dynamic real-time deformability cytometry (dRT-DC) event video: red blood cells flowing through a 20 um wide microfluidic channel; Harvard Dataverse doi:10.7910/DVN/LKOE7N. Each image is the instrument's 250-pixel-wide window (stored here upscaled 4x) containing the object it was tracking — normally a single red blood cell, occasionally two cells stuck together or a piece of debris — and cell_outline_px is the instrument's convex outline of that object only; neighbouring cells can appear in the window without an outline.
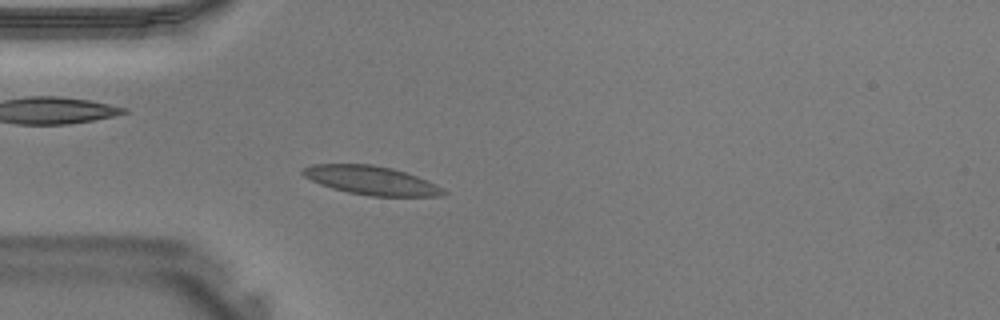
{"species": "Egyptian fruit bat (a non-hibernating species)", "species_latin": "Rousettus aegyptiacus", "temperature_condition": "warm", "stored_images_in_passage": 36, "camera_frame_rate_fps": 3000, "um_per_image_px": 0.085, "animal": {"sex": "male"}, "frame": {"image": 1, "passage_image": 7, "time_ms": 2.0, "image_size_px": [1000, 320], "cell_outline_px": [[448, 192], [440, 196], [372, 196], [348, 192], [332, 188], [320, 184], [304, 176], [300, 172], [300, 168], [312, 164], [372, 164], [392, 168], [416, 176], [436, 184], [444, 188]], "centroid_in_image_um": [31.54, 15.32], "position_along_channel_um": 53.5, "area_um2": 23.52}}
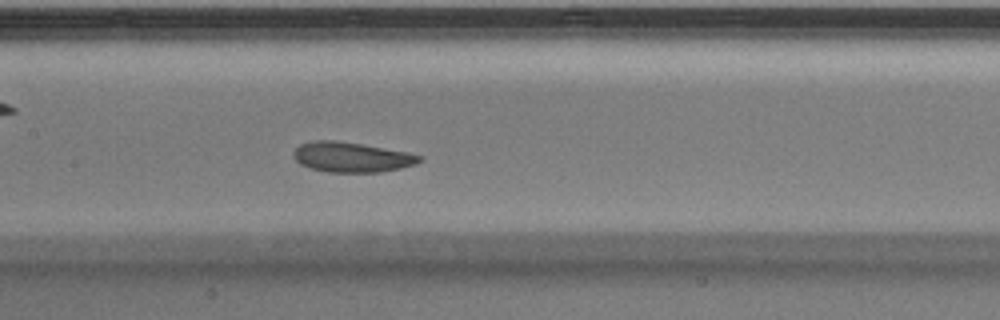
{"frame": {"image": 2, "passage_image": 15, "time_ms": 4.667, "image_size_px": [1000, 320], "cell_outline_px": [[424, 160], [416, 164], [400, 168], [380, 172], [328, 172], [312, 168], [300, 164], [296, 160], [292, 152], [300, 144], [312, 140], [336, 140], [408, 152], [424, 156]], "centroid_in_image_um": [29.91, 13.35], "position_along_channel_um": 177.5, "area_um2": 22.08}}
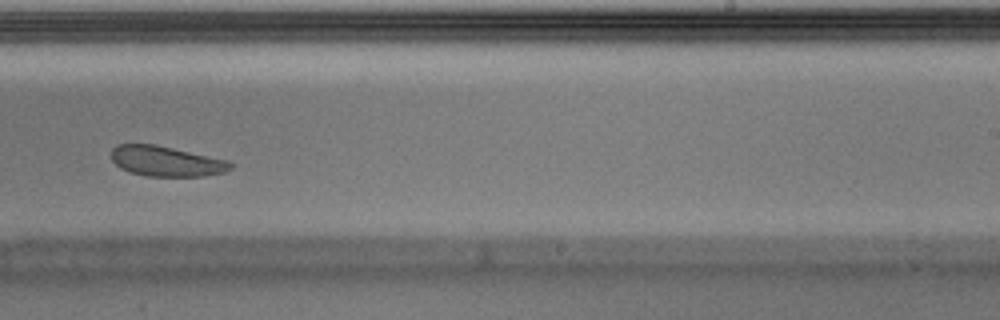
{"frame": {"image": 3, "passage_image": 21, "time_ms": 6.667, "image_size_px": [1000, 320], "cell_outline_px": [[232, 168], [224, 172], [204, 176], [144, 176], [128, 172], [120, 168], [112, 160], [112, 148], [116, 144], [156, 144], [228, 160], [232, 164]], "centroid_in_image_um": [14.11, 13.7], "position_along_channel_um": 274.9, "area_um2": 21.1}}